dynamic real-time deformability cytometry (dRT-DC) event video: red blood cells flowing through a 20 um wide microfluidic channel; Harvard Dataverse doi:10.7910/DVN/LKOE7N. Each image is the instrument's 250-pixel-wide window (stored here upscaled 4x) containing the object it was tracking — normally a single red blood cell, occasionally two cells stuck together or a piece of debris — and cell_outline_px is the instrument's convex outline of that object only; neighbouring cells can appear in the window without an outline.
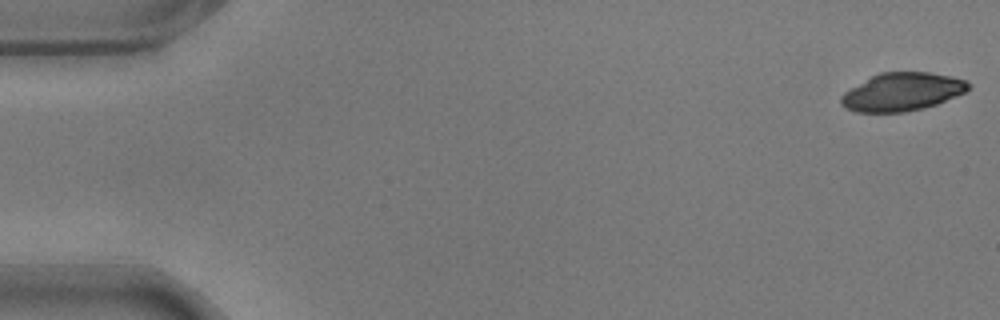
{"species": "common noctule bat (a hibernating species)", "species_latin": "Nyctalus noctula", "temperature_condition": "warm", "stored_images_in_passage": 56, "camera_frame_rate_fps": 3000, "um_per_image_px": 0.085, "animal": {"sex": "male", "body_mass_g": 17.9}, "frame": {"image": 1, "passage_image": 1, "time_ms": 0.0, "image_size_px": [1000, 320], "cell_outline_px": [[972, 84], [964, 92], [956, 96], [936, 104], [924, 108], [904, 112], [856, 112], [844, 108], [840, 104], [840, 96], [844, 92], [872, 76], [880, 72], [932, 72], [952, 76], [968, 80]], "centroid_in_image_um": [76.69, 7.8], "position_along_channel_um": 8.3, "area_um2": 28.38}}